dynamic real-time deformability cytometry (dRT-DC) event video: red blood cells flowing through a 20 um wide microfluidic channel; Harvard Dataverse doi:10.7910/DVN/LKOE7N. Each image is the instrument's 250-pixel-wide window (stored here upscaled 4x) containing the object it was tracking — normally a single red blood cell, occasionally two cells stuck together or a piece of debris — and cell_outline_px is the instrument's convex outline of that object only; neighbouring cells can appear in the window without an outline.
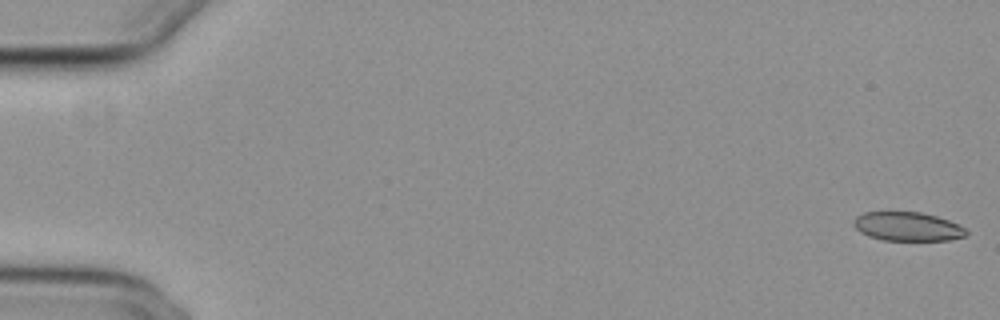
{"species": "common noctule bat (a hibernating species)", "species_latin": "Nyctalus noctula", "temperature_condition": "cold", "stored_images_in_passage": 54, "camera_frame_rate_fps": 3000, "um_per_image_px": 0.085, "animal": {"sex": "female", "body_mass_g": 29.2, "forearm_length_mm": 56.3}, "frame": {"image": 1, "passage_image": 1, "time_ms": 0.0, "image_size_px": [1000, 320], "cell_outline_px": [[968, 236], [948, 240], [884, 240], [868, 236], [860, 232], [852, 224], [852, 220], [856, 216], [864, 212], [920, 212], [936, 216], [948, 220], [964, 228], [968, 232]], "centroid_in_image_um": [77.11, 19.25], "position_along_channel_um": 7.9, "area_um2": 18.96}}
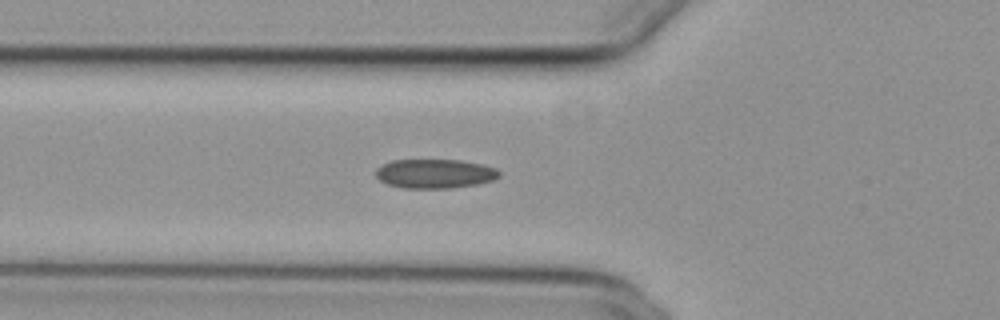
{"frame": {"image": 2, "passage_image": 20, "time_ms": 6.333, "image_size_px": [1000, 320], "cell_outline_px": [[500, 176], [492, 180], [476, 184], [448, 188], [404, 188], [388, 184], [380, 180], [376, 176], [376, 168], [392, 160], [460, 160], [480, 164], [496, 168], [500, 172]], "centroid_in_image_um": [36.95, 14.76], "position_along_channel_um": 88.8, "area_um2": 20.81}}
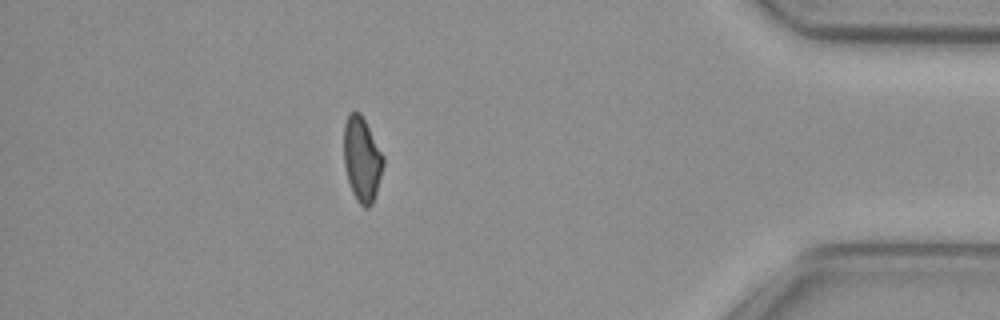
{"frame": {"image": 3, "passage_image": 48, "time_ms": 15.667, "image_size_px": [1000, 320], "cell_outline_px": [[384, 164], [376, 192], [372, 204], [368, 208], [364, 208], [356, 200], [352, 192], [348, 180], [344, 164], [344, 124], [348, 116], [352, 112], [360, 112], [384, 156]], "centroid_in_image_um": [30.76, 13.56], "position_along_channel_um": 404.4, "area_um2": 19.31}, "authors_computed_cell_mechanics": {"area_um2": 20.4612, "velocity_mm_per_s": 3.8431, "shape_relaxation_time_tau1_ms": null, "shape_relaxation_time_tau2_ms": 3.6537, "deformation_change_tau1": null, "deformation_change_tau2": 0.0897}}